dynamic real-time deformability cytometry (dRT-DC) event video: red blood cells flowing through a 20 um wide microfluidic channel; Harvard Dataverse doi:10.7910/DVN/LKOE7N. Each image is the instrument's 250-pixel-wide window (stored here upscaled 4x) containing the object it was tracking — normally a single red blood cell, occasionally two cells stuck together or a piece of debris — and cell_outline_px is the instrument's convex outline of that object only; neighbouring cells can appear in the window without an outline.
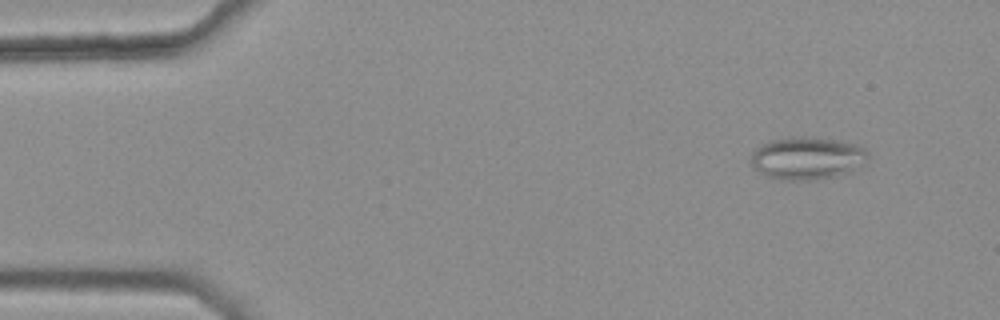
{"species": "common noctule bat (a hibernating species)", "species_latin": "Nyctalus noctula", "temperature_condition": "warm", "stored_images_in_passage": 46, "camera_frame_rate_fps": 3000, "um_per_image_px": 0.085, "animal": {"sex": "female", "body_mass_g": 25.1}, "frame": {"image": 1, "passage_image": 5, "time_ms": 1.333, "image_size_px": [1000, 320], "cell_outline_px": [[868, 156], [864, 164], [848, 172], [836, 176], [816, 180], [780, 180], [764, 176], [752, 168], [752, 152], [760, 144], [768, 140], [792, 136], [812, 136], [840, 140], [856, 144], [864, 148], [868, 152]], "centroid_in_image_um": [68.58, 13.43], "position_along_channel_um": 16.4, "area_um2": 29.71}}
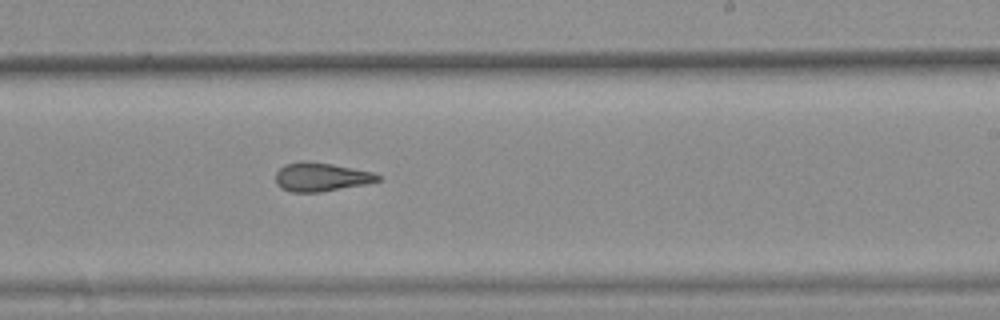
{"frame": {"image": 2, "passage_image": 32, "time_ms": 10.333, "image_size_px": [1000, 320], "cell_outline_px": [[380, 180], [368, 184], [320, 192], [292, 192], [280, 188], [276, 184], [276, 172], [284, 164], [300, 160], [308, 160], [332, 164], [372, 172], [380, 176]], "centroid_in_image_um": [27.26, 15.04], "position_along_channel_um": 261.7, "area_um2": 17.28}}
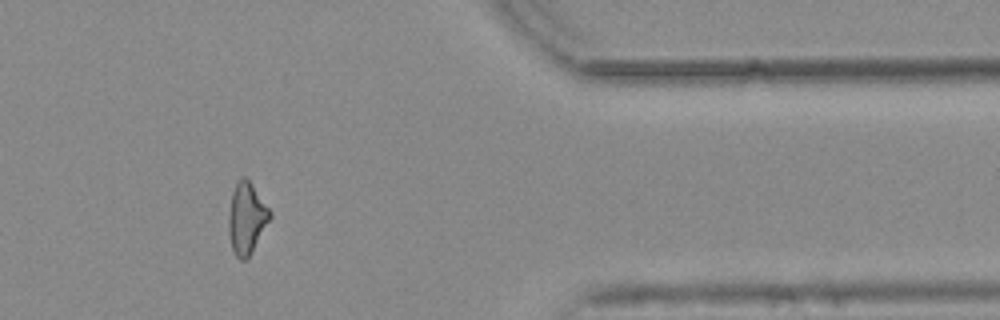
{"frame": {"image": 3, "passage_image": 44, "time_ms": 14.333, "image_size_px": [1000, 320], "cell_outline_px": [[272, 216], [252, 252], [244, 260], [240, 260], [232, 252], [228, 232], [228, 216], [232, 192], [236, 180], [240, 176], [244, 176], [248, 180], [272, 212]], "centroid_in_image_um": [20.94, 18.55], "position_along_channel_um": 390.5, "area_um2": 17.28}, "authors_computed_cell_mechanics": {"area_um2": 17.8024, "velocity_mm_per_s": 3.8138, "shape_relaxation_time_tau1_ms": null, "shape_relaxation_time_tau2_ms": 2.7363, "deformation_change_tau1": null, "deformation_change_tau2": 0.1289}}